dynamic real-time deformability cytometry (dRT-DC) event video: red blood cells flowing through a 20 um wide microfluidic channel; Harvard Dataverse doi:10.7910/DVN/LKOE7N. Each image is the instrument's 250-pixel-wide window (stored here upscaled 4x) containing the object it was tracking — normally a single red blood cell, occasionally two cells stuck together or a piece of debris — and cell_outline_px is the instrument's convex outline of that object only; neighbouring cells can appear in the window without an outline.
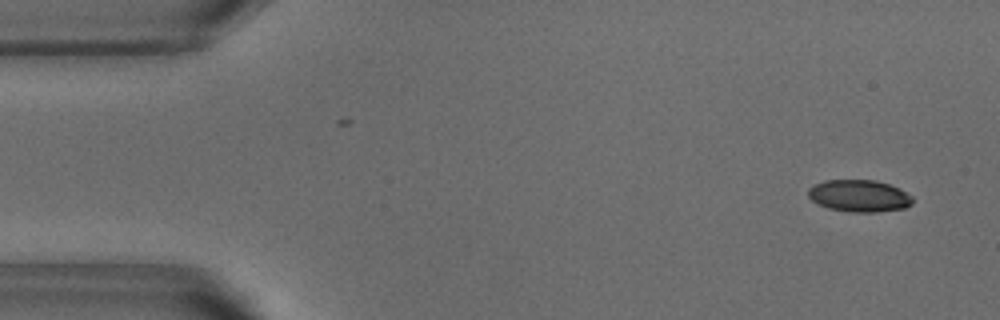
{"species": "common noctule bat (a hibernating species)", "species_latin": "Nyctalus noctula", "temperature_condition": "warm", "stored_images_in_passage": 50, "camera_frame_rate_fps": 3000, "um_per_image_px": 0.085, "animal": {"sex": "male", "body_mass_g": 18.8}, "frame": {"image": 1, "passage_image": 1, "time_ms": 0.0, "image_size_px": [1000, 320], "cell_outline_px": [[912, 204], [904, 208], [876, 212], [852, 212], [828, 208], [812, 200], [808, 196], [808, 188], [812, 184], [824, 180], [876, 180], [888, 184], [912, 196]], "centroid_in_image_um": [72.99, 16.64], "position_along_channel_um": 12.0, "area_um2": 19.36}}
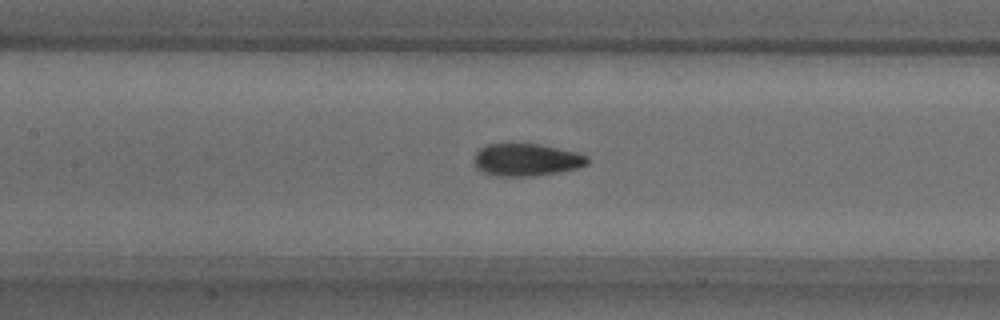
{"frame": {"image": 2, "passage_image": 21, "time_ms": 6.667, "image_size_px": [1000, 320], "cell_outline_px": [[588, 164], [576, 168], [556, 172], [528, 176], [496, 176], [480, 172], [476, 168], [476, 152], [480, 148], [488, 144], [540, 144], [576, 152], [588, 156]], "centroid_in_image_um": [44.73, 13.58], "position_along_channel_um": 162.7, "area_um2": 21.15}}
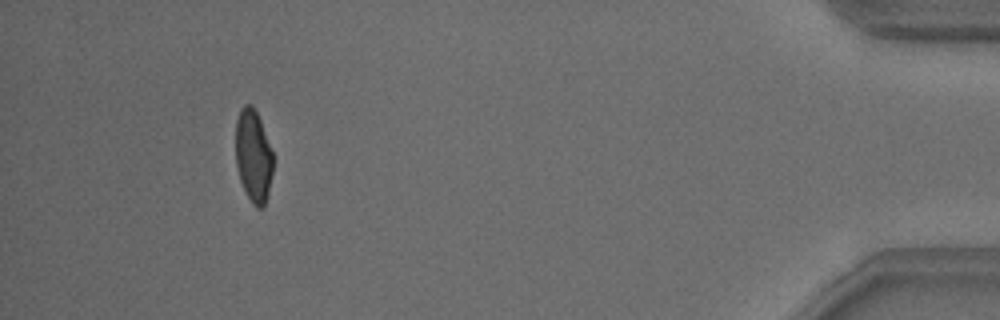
{"frame": {"image": 3, "passage_image": 46, "time_ms": 15.0, "image_size_px": [1000, 320], "cell_outline_px": [[272, 172], [268, 196], [264, 208], [256, 208], [252, 204], [244, 192], [240, 180], [236, 164], [236, 120], [240, 108], [244, 104], [252, 104], [260, 120], [272, 152]], "centroid_in_image_um": [21.52, 13.29], "position_along_channel_um": 413.7, "area_um2": 20.29}, "authors_computed_cell_mechanics": {"area_um2": 21.097, "velocity_mm_per_s": 3.8349, "shape_relaxation_time_tau1_ms": 4.3835, "shape_relaxation_time_tau2_ms": 1.2545, "deformation_change_tau1": 0.1452, "deformation_change_tau2": 0.0683}}